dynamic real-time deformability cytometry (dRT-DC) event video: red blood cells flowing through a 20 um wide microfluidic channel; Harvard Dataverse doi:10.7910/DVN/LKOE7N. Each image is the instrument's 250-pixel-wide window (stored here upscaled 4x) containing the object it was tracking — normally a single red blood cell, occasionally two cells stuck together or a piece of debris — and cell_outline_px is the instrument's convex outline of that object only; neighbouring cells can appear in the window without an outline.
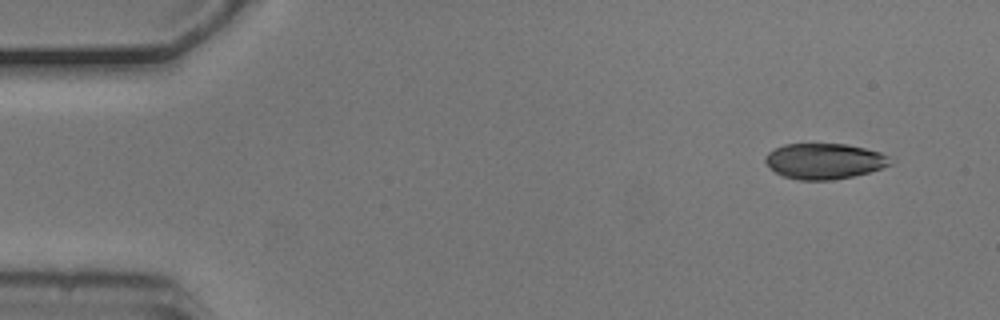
{"species": "common noctule bat (a hibernating species)", "species_latin": "Nyctalus noctula", "temperature_condition": "cold", "stored_images_in_passage": 4, "camera_frame_rate_fps": 3000, "um_per_image_px": 0.085, "animal": {"sex": "male", "body_mass_g": 20.5, "forearm_length_mm": 52.5}, "frame": {"image": 1, "passage_image": 1, "time_ms": 0.0, "image_size_px": [1000, 320], "cell_outline_px": [[892, 164], [868, 172], [852, 176], [832, 180], [800, 180], [784, 176], [776, 172], [764, 160], [764, 156], [768, 152], [784, 144], [848, 144], [880, 152], [888, 156]], "centroid_in_image_um": [70.06, 13.69], "position_along_channel_um": 14.9, "area_um2": 25.72}}
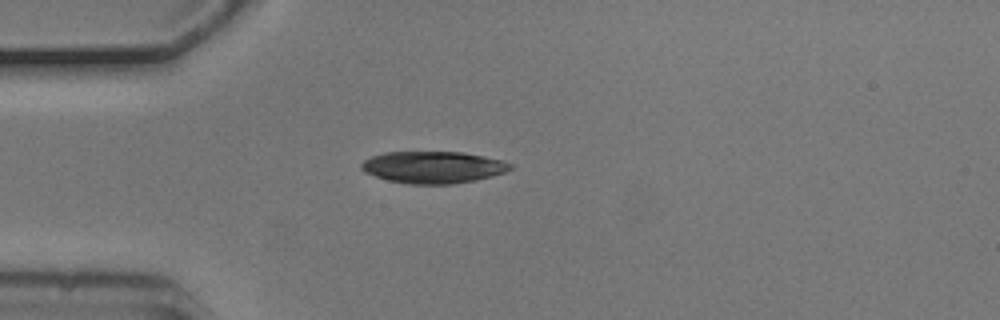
{"frame": {"image": 2, "passage_image": 3, "time_ms": 0.667, "image_size_px": [1000, 320], "cell_outline_px": [[512, 168], [504, 172], [492, 176], [476, 180], [452, 184], [408, 184], [388, 180], [364, 172], [360, 168], [360, 164], [364, 160], [372, 156], [384, 152], [464, 152], [504, 160], [512, 164]], "centroid_in_image_um": [36.82, 14.21], "position_along_channel_um": 48.2, "area_um2": 27.8}}